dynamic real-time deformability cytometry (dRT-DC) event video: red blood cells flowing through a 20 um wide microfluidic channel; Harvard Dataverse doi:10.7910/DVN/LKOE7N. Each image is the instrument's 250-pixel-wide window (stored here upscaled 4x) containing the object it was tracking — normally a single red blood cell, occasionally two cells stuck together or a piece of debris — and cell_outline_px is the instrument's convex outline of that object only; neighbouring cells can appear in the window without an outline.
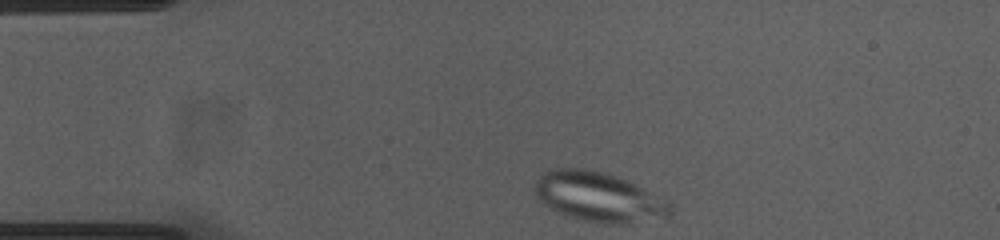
{"species": "common noctule bat (a hibernating species)", "species_latin": "Nyctalus noctula", "temperature_condition": "cold", "stored_images_in_passage": 4, "camera_frame_rate_fps": 3000, "um_per_image_px": 0.085, "animal": {"sex": "female", "body_mass_g": 23.0, "forearm_length_mm": 53.4}, "frame": {"image": 1, "passage_image": 1, "time_ms": 0.0, "image_size_px": [1000, 240], "cell_outline_px": [[672, 216], [628, 224], [596, 224], [568, 216], [548, 208], [536, 196], [532, 188], [536, 180], [548, 168], [584, 168], [604, 172], [628, 180], [668, 200], [672, 204]], "centroid_in_image_um": [50.9, 16.75], "position_along_channel_um": 34.1, "area_um2": 40.0}}